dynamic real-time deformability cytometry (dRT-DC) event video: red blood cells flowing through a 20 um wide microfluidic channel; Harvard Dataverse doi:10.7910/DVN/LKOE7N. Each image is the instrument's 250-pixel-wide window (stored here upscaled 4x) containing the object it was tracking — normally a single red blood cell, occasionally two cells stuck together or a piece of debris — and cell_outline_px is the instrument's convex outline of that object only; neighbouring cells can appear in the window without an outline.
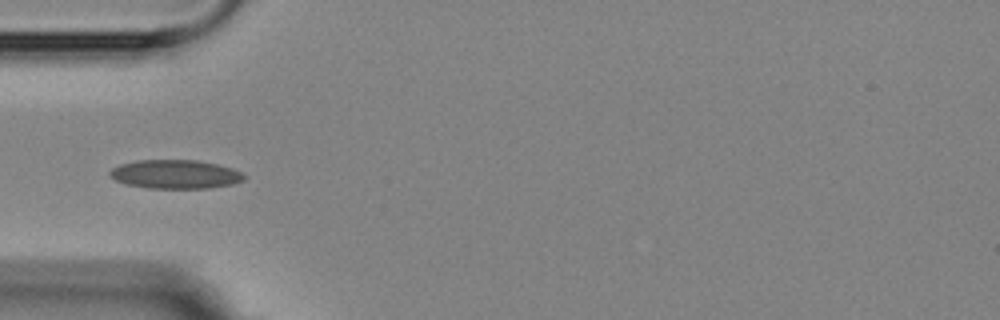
{"species": "Egyptian fruit bat (a non-hibernating species)", "species_latin": "Rousettus aegyptiacus", "temperature_condition": "room temperature", "stored_images_in_passage": 4, "camera_frame_rate_fps": 3000, "um_per_image_px": 0.085, "animal": {"sex": "female"}, "frame": {"image": 1, "passage_image": 4, "time_ms": 3.667, "image_size_px": [1000, 320], "cell_outline_px": [[248, 176], [244, 180], [232, 184], [208, 188], [148, 188], [128, 184], [116, 180], [108, 176], [108, 172], [112, 168], [120, 164], [136, 160], [196, 160], [216, 164], [232, 168]], "centroid_in_image_um": [14.9, 14.81], "position_along_channel_um": 70.1, "area_um2": 22.54}}